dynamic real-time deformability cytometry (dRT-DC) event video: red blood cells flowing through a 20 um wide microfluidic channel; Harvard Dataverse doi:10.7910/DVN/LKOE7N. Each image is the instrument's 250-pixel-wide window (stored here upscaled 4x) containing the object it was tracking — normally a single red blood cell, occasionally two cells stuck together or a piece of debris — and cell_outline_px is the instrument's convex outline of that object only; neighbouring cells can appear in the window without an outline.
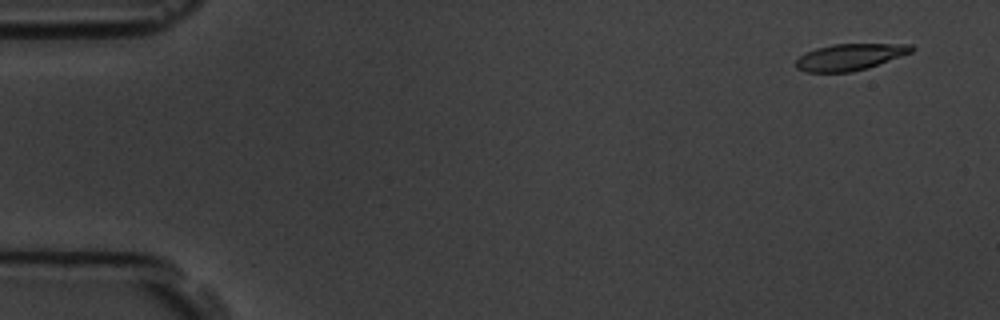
{"species": "common noctule bat (a hibernating species)", "species_latin": "Nyctalus noctula", "temperature_condition": "room temperature", "stored_images_in_passage": 4, "camera_frame_rate_fps": 3000, "um_per_image_px": 0.085, "animal": {"sex": "male", "body_mass_g": 19.5, "forearm_length_mm": 54.6}, "frame": {"image": 1, "passage_image": 1, "time_ms": 0.0, "image_size_px": [1000, 320], "cell_outline_px": [[916, 48], [912, 52], [868, 68], [852, 72], [808, 72], [796, 68], [796, 60], [800, 56], [816, 48], [832, 44], [912, 44]], "centroid_in_image_um": [72.27, 4.84], "position_along_channel_um": 12.7, "area_um2": 17.8}}
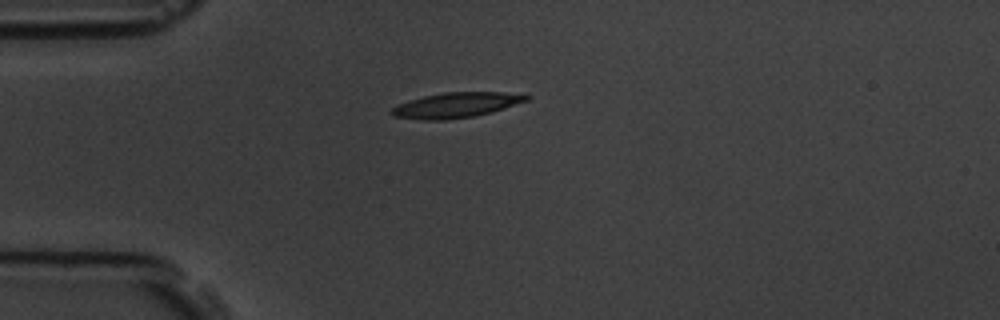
{"frame": {"image": 2, "passage_image": 4, "time_ms": 3.667, "image_size_px": [1000, 320], "cell_outline_px": [[532, 96], [528, 100], [492, 112], [472, 116], [444, 120], [424, 120], [392, 116], [388, 112], [396, 104], [408, 100], [424, 96], [444, 92], [504, 92]], "centroid_in_image_um": [38.71, 8.93], "position_along_channel_um": 46.3, "area_um2": 19.77}}